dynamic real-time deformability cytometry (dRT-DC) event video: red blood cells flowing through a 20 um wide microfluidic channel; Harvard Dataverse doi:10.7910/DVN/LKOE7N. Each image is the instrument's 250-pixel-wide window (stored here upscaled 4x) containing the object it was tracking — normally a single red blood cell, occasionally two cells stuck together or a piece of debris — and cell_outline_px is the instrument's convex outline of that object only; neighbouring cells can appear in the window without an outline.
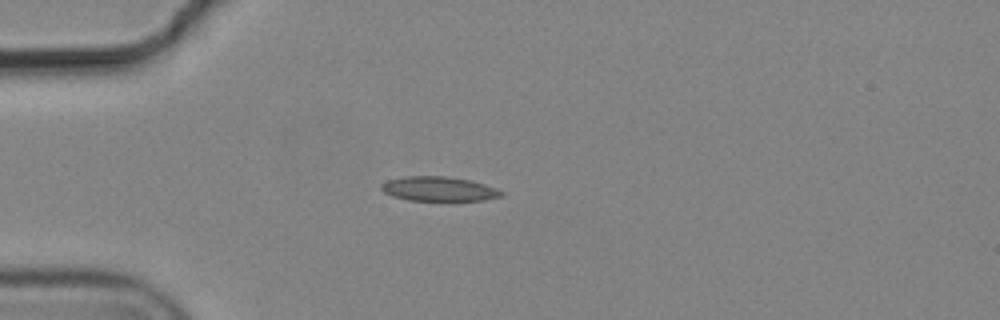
{"species": "common noctule bat (a hibernating species)", "species_latin": "Nyctalus noctula", "temperature_condition": "cold", "stored_images_in_passage": 4, "camera_frame_rate_fps": 3000, "um_per_image_px": 0.085, "animal": {"sex": "male", "body_mass_g": 19.2, "forearm_length_mm": 51.8}, "frame": {"image": 1, "passage_image": 4, "time_ms": 1.0, "image_size_px": [1000, 320], "cell_outline_px": [[504, 196], [484, 200], [408, 200], [392, 196], [384, 192], [380, 188], [380, 184], [388, 180], [404, 176], [448, 176], [468, 180], [484, 184], [496, 188], [504, 192]], "centroid_in_image_um": [37.29, 16.05], "position_along_channel_um": 47.7, "area_um2": 17.11}}